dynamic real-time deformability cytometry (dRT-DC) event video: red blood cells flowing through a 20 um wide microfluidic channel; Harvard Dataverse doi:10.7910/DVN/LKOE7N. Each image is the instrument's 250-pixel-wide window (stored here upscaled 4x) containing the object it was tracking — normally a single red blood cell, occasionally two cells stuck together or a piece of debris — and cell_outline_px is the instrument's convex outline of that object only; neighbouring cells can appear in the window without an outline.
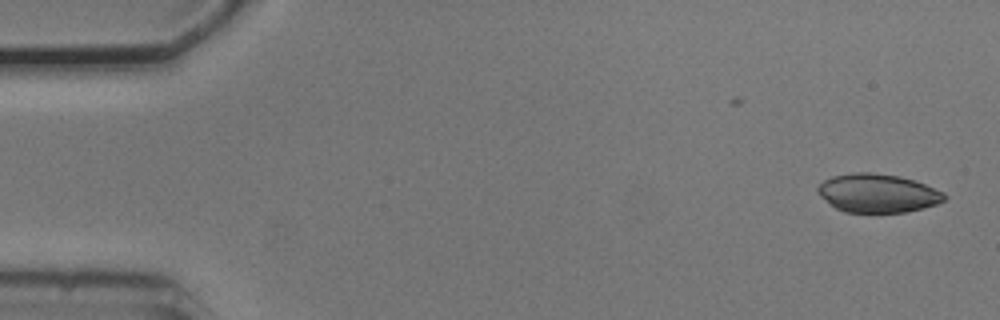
{"species": "common noctule bat (a hibernating species)", "species_latin": "Nyctalus noctula", "temperature_condition": "cold", "stored_images_in_passage": 52, "camera_frame_rate_fps": 3000, "um_per_image_px": 0.085, "animal": {"sex": "male", "body_mass_g": 20.5, "forearm_length_mm": 52.5}, "frame": {"image": 1, "passage_image": 1, "time_ms": 0.0, "image_size_px": [1000, 320], "cell_outline_px": [[948, 196], [944, 200], [936, 204], [904, 212], [844, 212], [836, 208], [820, 196], [816, 192], [816, 188], [824, 180], [832, 176], [856, 172], [868, 172], [900, 176], [924, 184], [944, 192]], "centroid_in_image_um": [74.58, 16.41], "position_along_channel_um": 10.4, "area_um2": 28.26}}
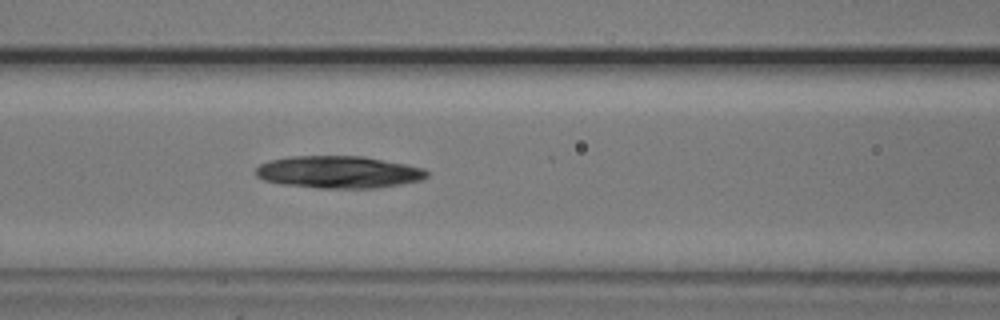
{"frame": {"image": 2, "passage_image": 21, "time_ms": 6.667, "image_size_px": [1000, 320], "cell_outline_px": [[428, 176], [420, 180], [400, 184], [376, 188], [316, 188], [280, 184], [264, 180], [256, 176], [256, 168], [260, 164], [268, 160], [288, 156], [364, 156], [424, 168], [428, 172]], "centroid_in_image_um": [28.74, 14.62], "position_along_channel_um": 137.9, "area_um2": 32.25}}
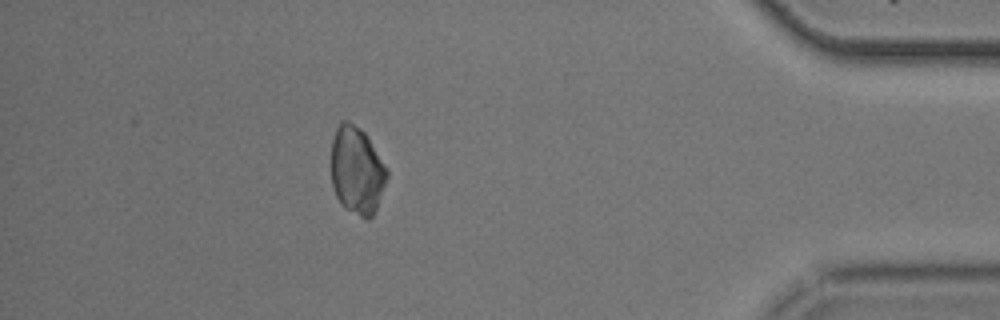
{"frame": {"image": 3, "passage_image": 46, "time_ms": 15.0, "image_size_px": [1000, 320], "cell_outline_px": [[388, 176], [376, 208], [372, 216], [368, 220], [344, 208], [340, 204], [336, 196], [332, 184], [332, 140], [336, 128], [340, 120], [348, 120], [360, 128], [368, 136], [388, 168]], "centroid_in_image_um": [30.34, 14.46], "position_along_channel_um": 404.9, "area_um2": 28.67}}